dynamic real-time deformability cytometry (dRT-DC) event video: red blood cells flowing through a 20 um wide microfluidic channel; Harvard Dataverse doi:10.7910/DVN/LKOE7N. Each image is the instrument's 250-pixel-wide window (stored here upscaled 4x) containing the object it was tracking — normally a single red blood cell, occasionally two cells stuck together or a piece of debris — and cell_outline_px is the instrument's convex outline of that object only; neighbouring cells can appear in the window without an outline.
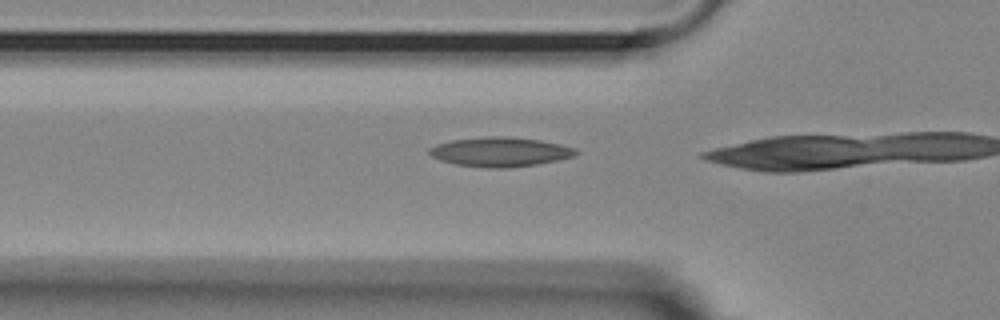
{"species": "Egyptian fruit bat (a non-hibernating species)", "species_latin": "Rousettus aegyptiacus", "temperature_condition": "room temperature", "stored_images_in_passage": 4, "camera_frame_rate_fps": 3000, "um_per_image_px": 0.085, "animal": {"sex": "female"}, "frame": {"image": 1, "passage_image": 2, "time_ms": 0.333, "image_size_px": [1000, 320], "cell_outline_px": [[580, 152], [572, 156], [560, 160], [536, 164], [508, 168], [488, 168], [456, 164], [440, 160], [432, 156], [428, 152], [428, 148], [436, 144], [452, 140], [488, 136], [508, 136], [540, 140], [560, 144], [576, 148]], "centroid_in_image_um": [42.52, 12.9], "position_along_channel_um": 83.3, "area_um2": 25.2}}